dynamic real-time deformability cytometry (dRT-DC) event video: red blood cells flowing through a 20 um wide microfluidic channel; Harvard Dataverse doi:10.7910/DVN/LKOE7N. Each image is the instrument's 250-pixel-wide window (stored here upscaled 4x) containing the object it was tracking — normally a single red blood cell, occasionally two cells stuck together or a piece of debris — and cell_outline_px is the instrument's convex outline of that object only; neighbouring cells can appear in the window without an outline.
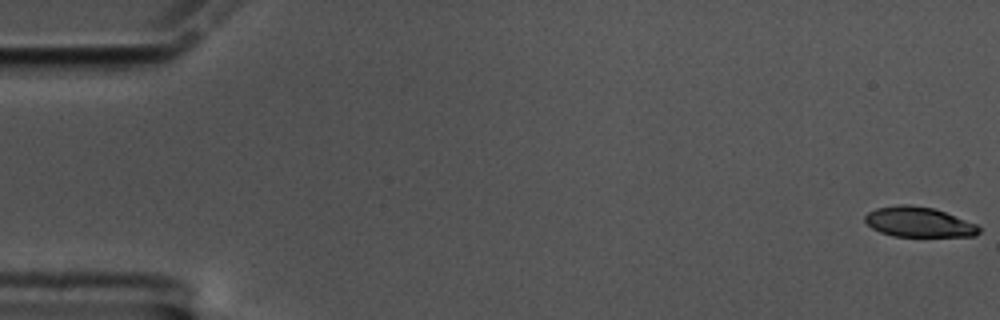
{"species": "common noctule bat (a hibernating species)", "species_latin": "Nyctalus noctula", "temperature_condition": "cold", "stored_images_in_passage": 60, "camera_frame_rate_fps": 3000, "um_per_image_px": 0.085, "animal": {"sex": "male", "body_mass_g": 17.5, "forearm_length_mm": 52.3}, "frame": {"image": 1, "passage_image": 1, "time_ms": 0.0, "image_size_px": [1000, 320], "cell_outline_px": [[980, 232], [976, 236], [892, 236], [880, 232], [872, 228], [864, 220], [864, 216], [868, 212], [876, 208], [900, 204], [908, 204], [932, 208], [944, 212], [976, 224], [980, 228]], "centroid_in_image_um": [78.06, 18.87], "position_along_channel_um": 6.9, "area_um2": 19.83}}
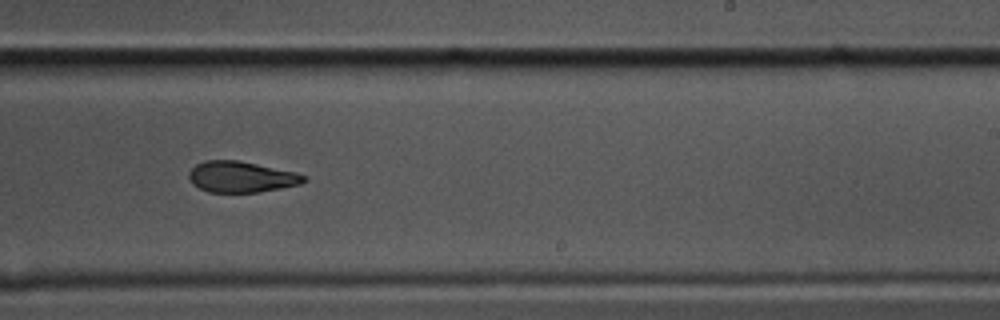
{"frame": {"image": 2, "passage_image": 37, "time_ms": 12.0, "image_size_px": [1000, 320], "cell_outline_px": [[308, 180], [300, 184], [260, 192], [208, 192], [192, 184], [188, 176], [188, 172], [196, 164], [204, 160], [240, 160], [296, 172], [304, 176]], "centroid_in_image_um": [20.49, 15.02], "position_along_channel_um": 268.5, "area_um2": 20.87}}
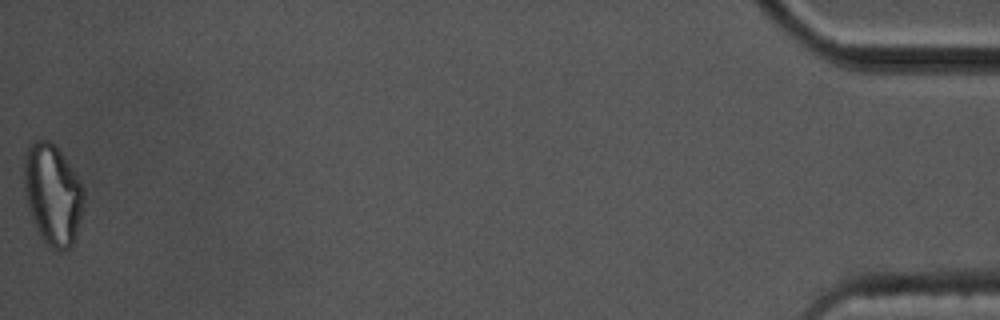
{"frame": {"image": 3, "passage_image": 60, "time_ms": 19.667, "image_size_px": [1000, 320], "cell_outline_px": [[84, 200], [76, 232], [72, 244], [68, 248], [60, 252], [52, 248], [44, 240], [36, 228], [32, 220], [28, 208], [24, 192], [24, 152], [28, 144], [32, 140], [48, 140], [60, 152], [76, 172], [84, 188]], "centroid_in_image_um": [4.45, 16.48], "position_along_channel_um": 430.7, "area_um2": 35.08}, "authors_computed_cell_mechanics": {"area_um2": 22.1374, "velocity_mm_per_s": 3.3921, "shape_relaxation_time_tau1_ms": 7.8038, "shape_relaxation_time_tau2_ms": 5.7233, "deformation_change_tau1": 0.1736, "deformation_change_tau2": 0.1328}}